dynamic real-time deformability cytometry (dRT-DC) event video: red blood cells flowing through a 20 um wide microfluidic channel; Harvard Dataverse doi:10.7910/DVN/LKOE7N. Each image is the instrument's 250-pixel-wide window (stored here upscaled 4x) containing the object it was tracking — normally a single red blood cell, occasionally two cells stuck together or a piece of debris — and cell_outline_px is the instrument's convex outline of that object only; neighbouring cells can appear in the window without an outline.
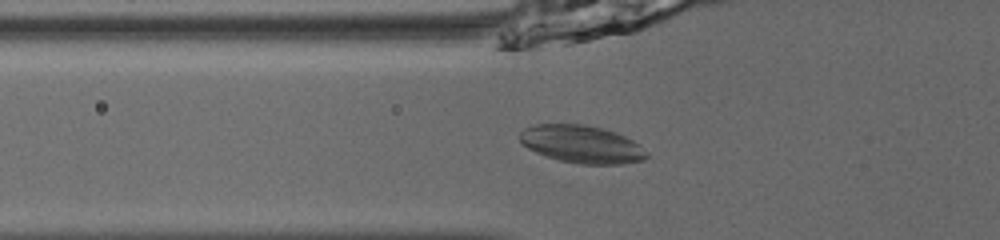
{"species": "common noctule bat (a hibernating species)", "species_latin": "Nyctalus noctula", "temperature_condition": "room temperature", "stored_images_in_passage": 31, "camera_frame_rate_fps": 3000, "um_per_image_px": 0.085, "animal": {"sex": "male", "body_mass_g": 13.0, "forearm_length_mm": 53.1}, "frame": {"image": 1, "passage_image": 4, "time_ms": 1.0, "image_size_px": [1000, 240], "cell_outline_px": [[648, 156], [644, 160], [624, 164], [580, 164], [560, 160], [544, 156], [528, 148], [520, 140], [520, 132], [524, 128], [536, 124], [584, 124], [616, 132], [640, 144], [648, 152]], "centroid_in_image_um": [49.47, 12.26], "position_along_channel_um": 76.3, "area_um2": 27.92}}
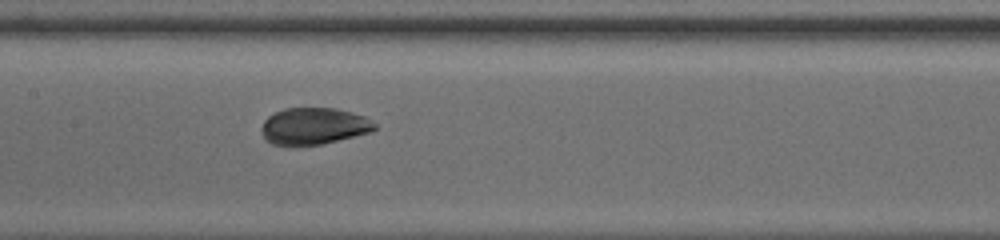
{"frame": {"image": 2, "passage_image": 12, "time_ms": 3.667, "image_size_px": [1000, 240], "cell_outline_px": [[376, 128], [372, 132], [324, 144], [296, 148], [292, 148], [272, 144], [264, 136], [260, 128], [264, 120], [268, 116], [284, 108], [336, 108], [352, 112], [364, 116], [372, 120], [376, 124]], "centroid_in_image_um": [26.67, 10.76], "position_along_channel_um": 180.7, "area_um2": 24.97}}
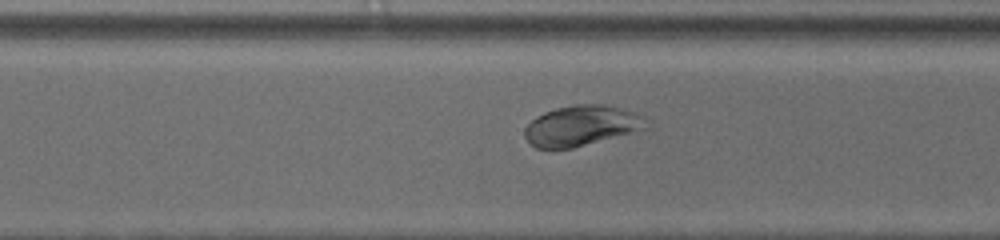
{"frame": {"image": 3, "passage_image": 23, "time_ms": 7.333, "image_size_px": [1000, 240], "cell_outline_px": [[648, 128], [572, 148], [536, 148], [528, 144], [524, 136], [524, 128], [532, 120], [544, 112], [556, 108], [572, 104], [604, 104], [636, 112], [648, 116]], "centroid_in_image_um": [49.45, 10.67], "position_along_channel_um": 321.2, "area_um2": 28.84}, "authors_computed_cell_mechanics": {"area_um2": 26.299, "velocity_mm_per_s": 3.8503, "shape_relaxation_time_tau1_ms": 5.1275, "shape_relaxation_time_tau2_ms": null, "deformation_change_tau1": 0.0864, "deformation_change_tau2": null}}